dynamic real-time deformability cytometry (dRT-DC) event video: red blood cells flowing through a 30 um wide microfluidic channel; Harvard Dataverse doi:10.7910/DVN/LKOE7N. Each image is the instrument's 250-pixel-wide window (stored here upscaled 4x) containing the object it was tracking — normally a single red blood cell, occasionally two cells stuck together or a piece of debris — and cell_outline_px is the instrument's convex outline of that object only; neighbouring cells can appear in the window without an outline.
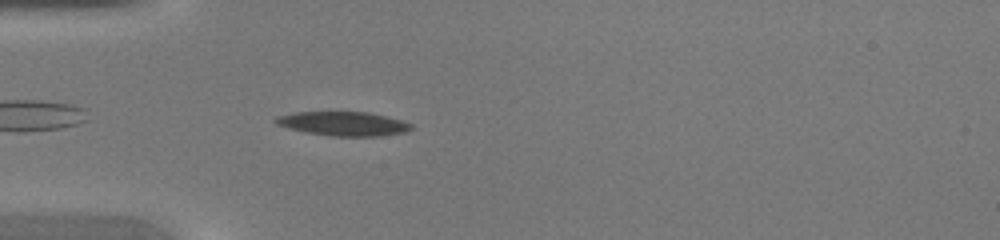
{"species": "common noctule bat (a hibernating species)", "species_latin": "Nyctalus noctula", "temperature_condition": "warm", "stored_images_in_passage": 35, "camera_frame_rate_fps": 3000, "um_per_image_px": 0.085, "animal": {"sex": "female", "body_mass_g": 20.0, "forearm_length_mm": 54.0}, "frame": {"image": 1, "passage_image": 2, "time_ms": 0.333, "image_size_px": [1000, 240], "cell_outline_px": [[412, 128], [404, 132], [380, 136], [328, 136], [304, 132], [288, 128], [276, 124], [272, 120], [276, 116], [292, 112], [368, 112], [400, 120], [412, 124]], "centroid_in_image_um": [29.1, 10.51], "position_along_channel_um": 55.9, "area_um2": 19.07}}
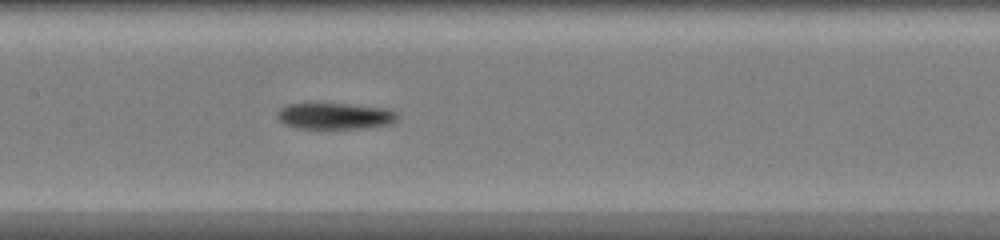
{"frame": {"image": 2, "passage_image": 11, "time_ms": 3.333, "image_size_px": [1000, 240], "cell_outline_px": [[400, 116], [392, 124], [360, 128], [300, 128], [284, 124], [276, 116], [276, 112], [280, 108], [288, 104], [312, 100], [388, 108], [396, 112]], "centroid_in_image_um": [28.43, 9.8], "position_along_channel_um": 179.0, "area_um2": 19.31}}
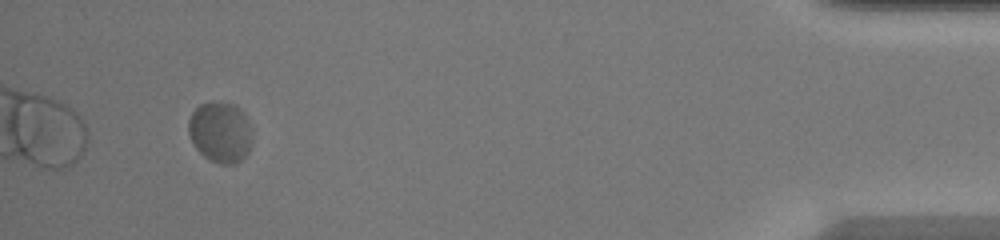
{"frame": {"image": 3, "passage_image": 32, "time_ms": 10.333, "image_size_px": [1000, 240], "cell_outline_px": [[252, 140], [248, 152], [236, 164], [220, 164], [204, 156], [196, 148], [188, 132], [188, 120], [192, 112], [200, 104], [220, 100], [236, 104], [244, 112], [248, 124]], "centroid_in_image_um": [18.72, 11.2], "position_along_channel_um": 416.5, "area_um2": 22.66}}